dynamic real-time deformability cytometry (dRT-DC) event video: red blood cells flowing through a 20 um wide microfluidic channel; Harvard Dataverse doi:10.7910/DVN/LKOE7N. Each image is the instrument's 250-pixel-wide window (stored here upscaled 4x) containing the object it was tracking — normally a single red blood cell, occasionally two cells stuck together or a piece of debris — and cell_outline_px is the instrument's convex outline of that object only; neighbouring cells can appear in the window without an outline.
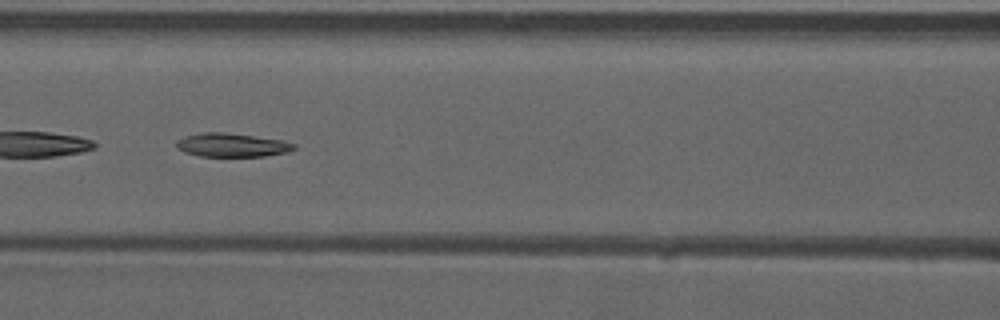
{"species": "common noctule bat (a hibernating species)", "species_latin": "Nyctalus noctula", "temperature_condition": "warm", "stored_images_in_passage": 51, "camera_frame_rate_fps": 3000, "um_per_image_px": 0.085, "animal": {"sex": "male", "forearm_length_mm": 52.5}, "frame": {"image": 1, "passage_image": 22, "time_ms": 7.0, "image_size_px": [1000, 320], "cell_outline_px": [[296, 148], [288, 152], [264, 156], [200, 156], [184, 152], [176, 148], [176, 140], [184, 136], [200, 132], [224, 132], [284, 140], [296, 144]], "centroid_in_image_um": [19.7, 12.32], "position_along_channel_um": 146.9, "area_um2": 16.36}, "authors_computed_cell_mechanics": {"area_um2": 16.473, "velocity_mm_per_s": 3.9328, "shape_relaxation_time_tau1_ms": 9.0639, "shape_relaxation_time_tau2_ms": 10.4454, "deformation_change_tau1": 0.1793, "deformation_change_tau2": 0.1812}}